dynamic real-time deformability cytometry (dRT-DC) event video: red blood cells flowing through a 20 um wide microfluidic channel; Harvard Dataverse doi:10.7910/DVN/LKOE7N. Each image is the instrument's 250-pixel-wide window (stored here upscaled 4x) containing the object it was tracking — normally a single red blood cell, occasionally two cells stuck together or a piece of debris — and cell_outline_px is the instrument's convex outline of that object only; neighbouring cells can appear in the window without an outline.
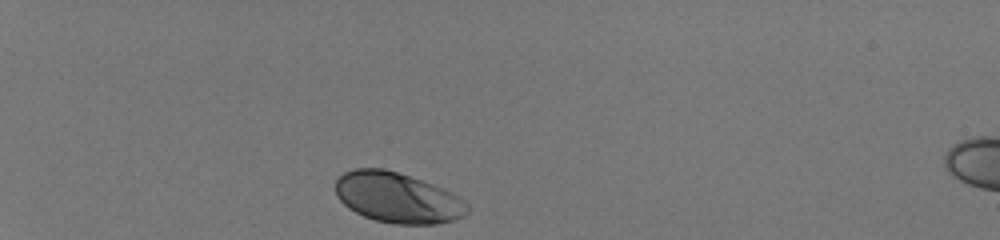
{"species": "human", "species_latin": "Homo sapiens", "temperature_condition": "room temperature", "stored_images_in_passage": 33, "camera_frame_rate_fps": 3000, "um_per_image_px": 0.085, "donor": {"sex": "male"}, "frame": {"image": 1, "passage_image": 1, "time_ms": 0.0, "image_size_px": [1000, 240], "cell_outline_px": [[468, 212], [452, 220], [436, 224], [396, 224], [376, 220], [364, 216], [348, 208], [336, 196], [336, 180], [344, 172], [352, 168], [384, 168], [444, 188], [460, 196], [468, 204]], "centroid_in_image_um": [33.78, 16.8], "position_along_channel_um": 51.2, "area_um2": 38.61}}
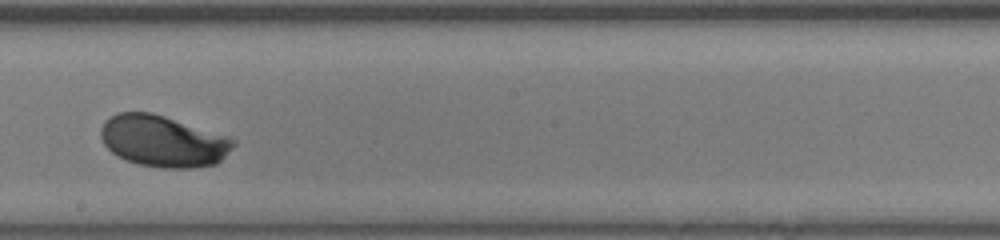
{"frame": {"image": 2, "passage_image": 19, "time_ms": 6.0, "image_size_px": [1000, 240], "cell_outline_px": [[236, 144], [216, 164], [192, 168], [160, 168], [140, 164], [116, 156], [104, 144], [100, 136], [100, 128], [104, 120], [116, 112], [152, 112], [228, 136], [236, 140]], "centroid_in_image_um": [13.84, 11.99], "position_along_channel_um": 234.4, "area_um2": 39.82}}
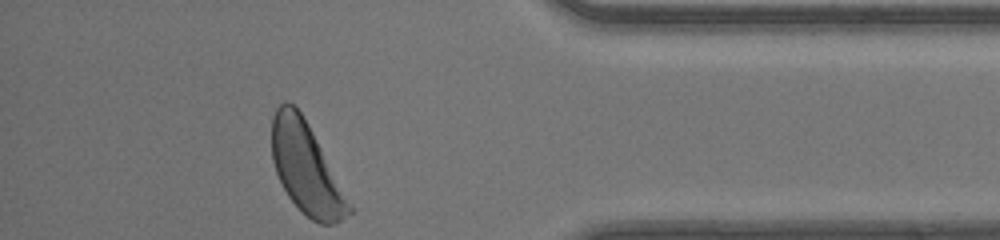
{"frame": {"image": 3, "passage_image": 33, "time_ms": 10.667, "image_size_px": [1000, 240], "cell_outline_px": [[356, 212], [336, 224], [320, 224], [312, 220], [288, 196], [276, 172], [272, 160], [272, 116], [276, 108], [284, 100], [288, 100], [300, 112], [312, 132], [356, 208]], "centroid_in_image_um": [26.09, 14.35], "position_along_channel_um": 409.1, "area_um2": 41.1}, "authors_computed_cell_mechanics": {"area_um2": 38.8416, "velocity_mm_per_s": 4.0946, "shape_relaxation_time_tau1_ms": 2.2574, "shape_relaxation_time_tau2_ms": null, "deformation_change_tau1": 0.1294, "deformation_change_tau2": null}}